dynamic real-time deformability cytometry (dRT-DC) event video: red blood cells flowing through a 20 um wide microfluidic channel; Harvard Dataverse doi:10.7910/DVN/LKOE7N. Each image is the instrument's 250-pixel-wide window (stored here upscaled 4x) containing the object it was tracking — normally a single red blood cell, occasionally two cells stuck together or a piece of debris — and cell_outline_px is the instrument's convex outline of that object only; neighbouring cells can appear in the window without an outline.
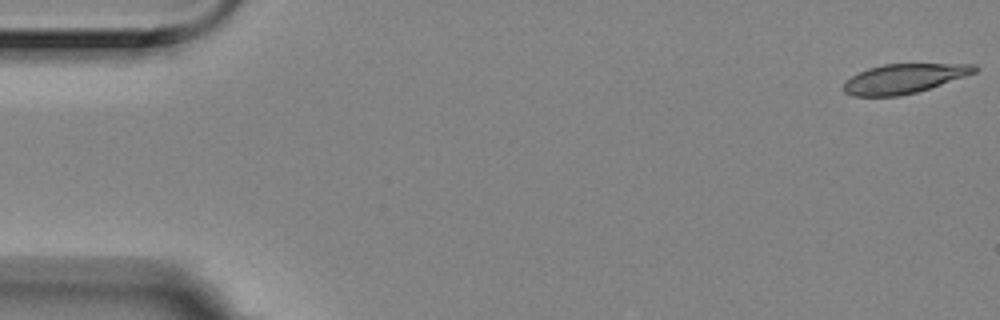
{"species": "Egyptian fruit bat (a non-hibernating species)", "species_latin": "Rousettus aegyptiacus", "temperature_condition": "room temperature", "stored_images_in_passage": 4, "camera_frame_rate_fps": 3000, "um_per_image_px": 0.085, "animal": {"sex": "female"}, "frame": {"image": 1, "passage_image": 1, "time_ms": 0.0, "image_size_px": [1000, 320], "cell_outline_px": [[980, 68], [976, 72], [916, 92], [900, 96], [852, 96], [844, 92], [840, 88], [852, 76], [868, 68], [884, 64], [976, 64]], "centroid_in_image_um": [76.81, 6.68], "position_along_channel_um": 8.2, "area_um2": 22.25}}
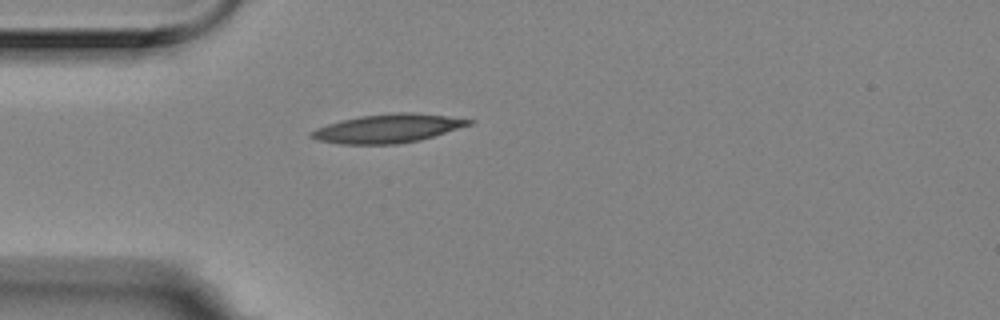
{"frame": {"image": 2, "passage_image": 4, "time_ms": 1.0, "image_size_px": [1000, 320], "cell_outline_px": [[476, 120], [472, 124], [420, 140], [396, 144], [340, 144], [316, 140], [308, 136], [308, 132], [316, 128], [340, 120], [360, 116], [396, 112], [416, 112], [448, 116]], "centroid_in_image_um": [32.94, 10.91], "position_along_channel_um": 52.1, "area_um2": 26.47}}